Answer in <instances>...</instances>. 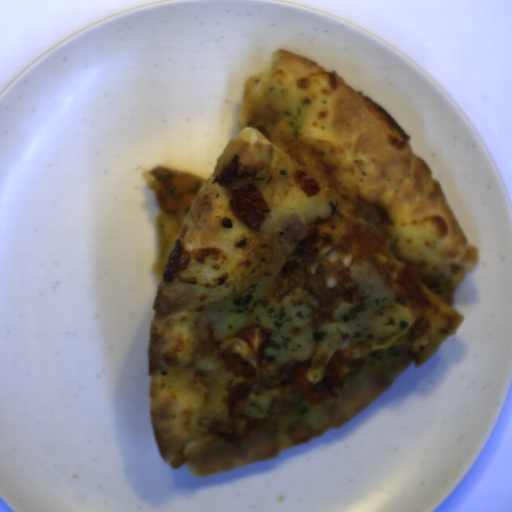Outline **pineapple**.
<instances>
[{
	"instance_id": "2ff11189",
	"label": "pineapple",
	"mask_w": 512,
	"mask_h": 512,
	"mask_svg": "<svg viewBox=\"0 0 512 512\" xmlns=\"http://www.w3.org/2000/svg\"><path fill=\"white\" fill-rule=\"evenodd\" d=\"M319 306V300L302 288L276 301L272 284L261 283L207 308L200 318L211 325L214 340L222 342L244 328H269L273 333L260 352L262 357L282 364L301 363L314 353L312 317Z\"/></svg>"
},
{
	"instance_id": "9d759a55",
	"label": "pineapple",
	"mask_w": 512,
	"mask_h": 512,
	"mask_svg": "<svg viewBox=\"0 0 512 512\" xmlns=\"http://www.w3.org/2000/svg\"><path fill=\"white\" fill-rule=\"evenodd\" d=\"M350 279L356 282L364 301H344L333 313L332 322L322 326L316 355L306 371L309 383L322 382L333 354L346 341L359 343L367 352L394 346L415 324L409 309L398 304L381 272L371 261L350 266Z\"/></svg>"
},
{
	"instance_id": "f1f94b42",
	"label": "pineapple",
	"mask_w": 512,
	"mask_h": 512,
	"mask_svg": "<svg viewBox=\"0 0 512 512\" xmlns=\"http://www.w3.org/2000/svg\"><path fill=\"white\" fill-rule=\"evenodd\" d=\"M301 117L297 100L284 86L270 84L259 76L243 84L237 113L239 128L252 127L280 147L297 136Z\"/></svg>"
},
{
	"instance_id": "824ae415",
	"label": "pineapple",
	"mask_w": 512,
	"mask_h": 512,
	"mask_svg": "<svg viewBox=\"0 0 512 512\" xmlns=\"http://www.w3.org/2000/svg\"><path fill=\"white\" fill-rule=\"evenodd\" d=\"M180 225L174 217L168 213H160L156 215V230L158 235V259L153 267L156 277L159 279L163 276L176 240L178 238Z\"/></svg>"
},
{
	"instance_id": "4b991443",
	"label": "pineapple",
	"mask_w": 512,
	"mask_h": 512,
	"mask_svg": "<svg viewBox=\"0 0 512 512\" xmlns=\"http://www.w3.org/2000/svg\"><path fill=\"white\" fill-rule=\"evenodd\" d=\"M196 369L204 375L206 384L212 390H216L221 376L222 366L219 361L213 357L198 360Z\"/></svg>"
},
{
	"instance_id": "da6d253c",
	"label": "pineapple",
	"mask_w": 512,
	"mask_h": 512,
	"mask_svg": "<svg viewBox=\"0 0 512 512\" xmlns=\"http://www.w3.org/2000/svg\"><path fill=\"white\" fill-rule=\"evenodd\" d=\"M272 401L268 395H261L250 400L244 405V414L255 419L269 417Z\"/></svg>"
}]
</instances>
